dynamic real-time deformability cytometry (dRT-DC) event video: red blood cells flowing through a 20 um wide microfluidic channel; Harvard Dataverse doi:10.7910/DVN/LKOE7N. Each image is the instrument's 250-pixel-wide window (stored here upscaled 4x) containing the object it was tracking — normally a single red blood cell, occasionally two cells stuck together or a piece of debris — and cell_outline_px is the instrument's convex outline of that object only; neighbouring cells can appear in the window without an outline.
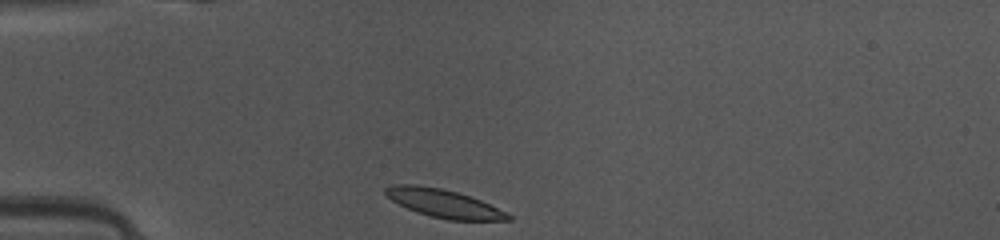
{"species": "common noctule bat (a hibernating species)", "species_latin": "Nyctalus noctula", "temperature_condition": "warm", "stored_images_in_passage": 36, "camera_frame_rate_fps": 3000, "um_per_image_px": 0.085, "animal": {"sex": "female", "body_mass_g": 10.0, "forearm_length_mm": 53.1}, "frame": {"image": 1, "passage_image": 1, "time_ms": 0.0, "image_size_px": [1000, 240], "cell_outline_px": [[512, 220], [448, 220], [428, 216], [416, 212], [392, 200], [384, 192], [384, 188], [392, 184], [416, 184], [440, 188], [456, 192], [480, 200], [512, 216]], "centroid_in_image_um": [37.67, 17.29], "position_along_channel_um": 47.3, "area_um2": 19.88}}
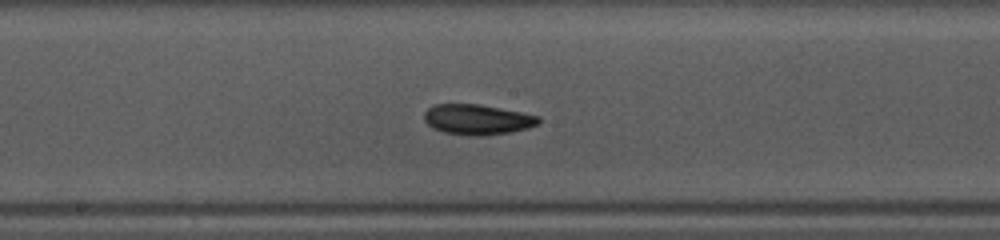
{"frame": {"image": 2, "passage_image": 14, "time_ms": 4.333, "image_size_px": [1000, 240], "cell_outline_px": [[540, 124], [528, 128], [512, 132], [484, 136], [468, 136], [444, 132], [432, 128], [424, 120], [424, 112], [432, 104], [480, 104], [540, 116]], "centroid_in_image_um": [40.57, 10.16], "position_along_channel_um": 207.6, "area_um2": 20.46}}
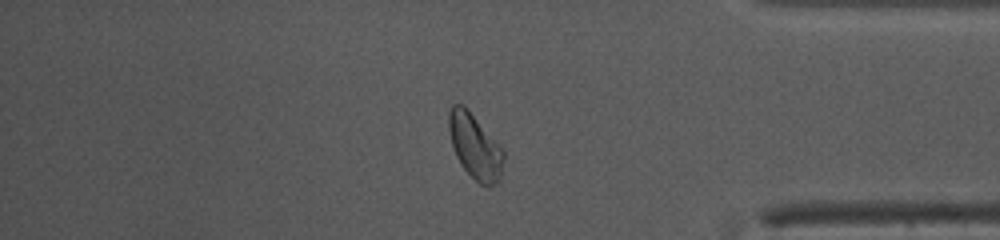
{"frame": {"image": 3, "passage_image": 29, "time_ms": 9.333, "image_size_px": [1000, 240], "cell_outline_px": [[504, 160], [500, 180], [496, 184], [480, 184], [464, 168], [456, 156], [452, 144], [448, 128], [448, 112], [452, 104], [464, 104], [504, 152]], "centroid_in_image_um": [40.35, 12.42], "position_along_channel_um": 394.8, "area_um2": 20.29}, "authors_computed_cell_mechanics": {"area_um2": 20.1144, "velocity_mm_per_s": 4.1181, "shape_relaxation_time_tau1_ms": 3.9018, "shape_relaxation_time_tau2_ms": 5.1567, "deformation_change_tau1": 0.121, "deformation_change_tau2": 0.1157}}